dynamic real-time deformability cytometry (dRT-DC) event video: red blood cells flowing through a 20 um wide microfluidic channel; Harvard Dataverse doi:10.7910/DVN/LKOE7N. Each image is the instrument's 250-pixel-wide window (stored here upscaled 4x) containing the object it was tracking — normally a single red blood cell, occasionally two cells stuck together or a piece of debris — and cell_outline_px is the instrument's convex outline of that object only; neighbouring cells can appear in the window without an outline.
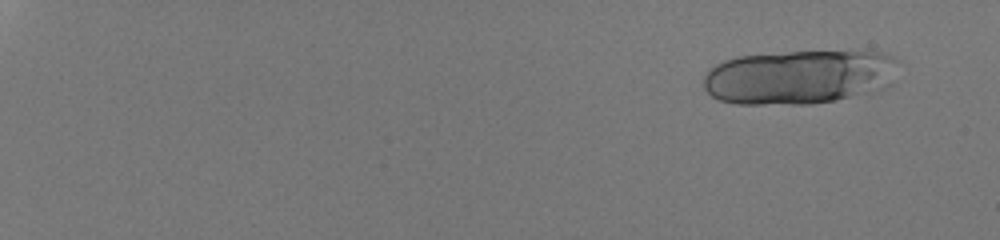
{"species": "human", "species_latin": "Homo sapiens", "temperature_condition": "room temperature", "stored_images_in_passage": 27, "camera_frame_rate_fps": 3000, "um_per_image_px": 0.085, "donor": {"sex": "male"}, "frame": {"image": 1, "passage_image": 5, "time_ms": 1.333, "image_size_px": [1000, 240], "cell_outline_px": [[900, 60], [880, 88], [836, 100], [808, 104], [736, 104], [720, 100], [712, 96], [704, 88], [704, 76], [716, 64], [724, 60], [740, 56], [788, 52], [876, 52], [892, 56]], "centroid_in_image_um": [67.81, 6.54], "position_along_channel_um": 17.2, "area_um2": 60.34}}
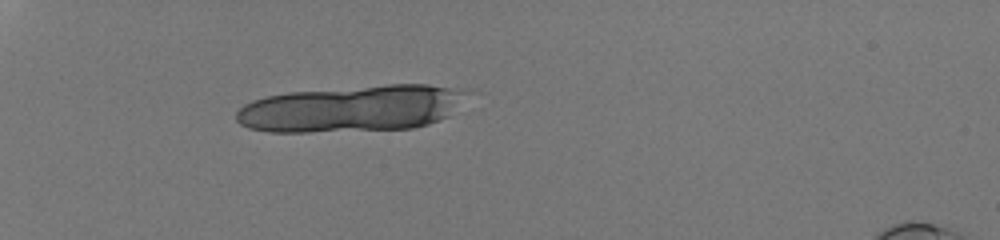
{"frame": {"image": 2, "passage_image": 20, "time_ms": 6.333, "image_size_px": [1000, 240], "cell_outline_px": [[472, 92], [448, 116], [428, 124], [412, 128], [308, 132], [268, 132], [248, 128], [240, 124], [236, 120], [236, 112], [244, 104], [252, 100], [268, 96], [288, 92], [388, 84], [428, 84], [472, 88]], "centroid_in_image_um": [29.97, 9.21], "position_along_channel_um": 55.0, "area_um2": 63.12}}